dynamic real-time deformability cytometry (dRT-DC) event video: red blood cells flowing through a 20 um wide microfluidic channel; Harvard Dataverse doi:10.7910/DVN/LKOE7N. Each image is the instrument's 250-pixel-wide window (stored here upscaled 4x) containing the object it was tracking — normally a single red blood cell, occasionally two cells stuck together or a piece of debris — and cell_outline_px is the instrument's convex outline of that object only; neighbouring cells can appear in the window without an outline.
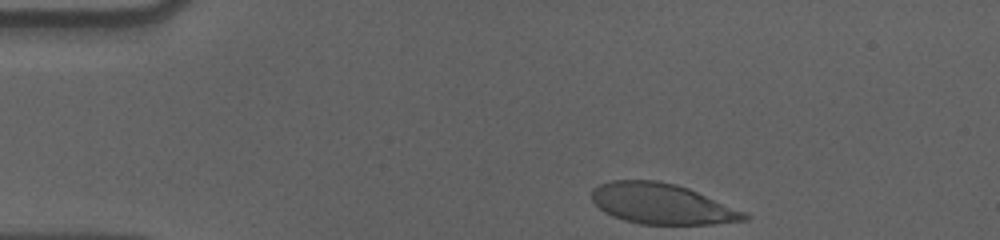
{"species": "human", "species_latin": "Homo sapiens", "temperature_condition": "cold", "stored_images_in_passage": 21, "camera_frame_rate_fps": 3000, "um_per_image_px": 0.085, "donor": {"sex": "male"}, "frame": {"image": 1, "passage_image": 1, "time_ms": 0.0, "image_size_px": [1000, 240], "cell_outline_px": [[752, 216], [748, 220], [712, 224], [640, 224], [624, 220], [612, 216], [604, 212], [592, 200], [592, 188], [600, 184], [612, 180], [656, 180], [676, 184], [688, 188], [744, 212]], "centroid_in_image_um": [56.24, 17.32], "position_along_channel_um": 28.8, "area_um2": 35.89}}
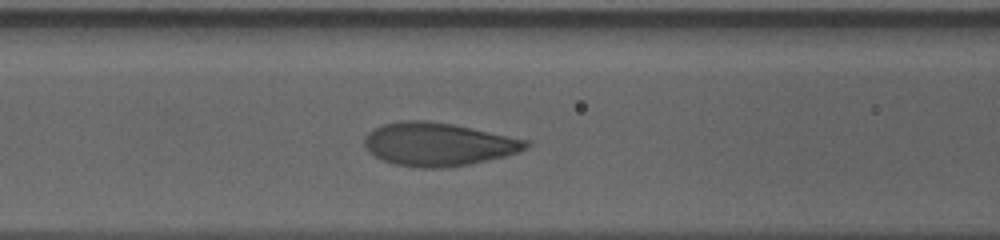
{"frame": {"image": 2, "passage_image": 15, "time_ms": 4.667, "image_size_px": [1000, 240], "cell_outline_px": [[532, 144], [528, 148], [520, 152], [488, 160], [468, 164], [440, 168], [416, 168], [396, 164], [384, 160], [368, 152], [364, 144], [364, 136], [372, 128], [384, 124], [404, 120], [424, 120], [452, 124], [532, 140]], "centroid_in_image_um": [37.28, 12.25], "position_along_channel_um": 129.3, "area_um2": 40.92}}
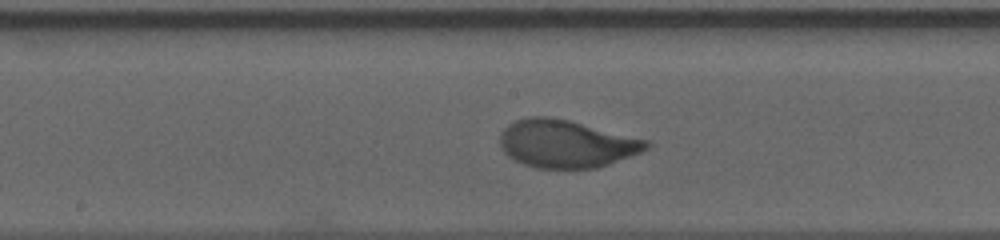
{"frame": {"image": 3, "passage_image": 21, "time_ms": 6.667, "image_size_px": [1000, 240], "cell_outline_px": [[652, 144], [648, 148], [640, 152], [608, 164], [596, 168], [536, 168], [524, 164], [508, 156], [504, 152], [500, 144], [500, 132], [508, 124], [516, 120], [528, 116], [548, 116], [568, 120], [648, 140]], "centroid_in_image_um": [48.1, 12.21], "position_along_channel_um": 200.1, "area_um2": 40.52}}